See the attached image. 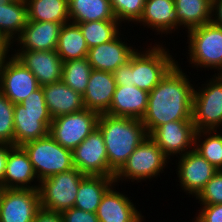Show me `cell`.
<instances>
[{"label": "cell", "instance_id": "1", "mask_svg": "<svg viewBox=\"0 0 222 222\" xmlns=\"http://www.w3.org/2000/svg\"><path fill=\"white\" fill-rule=\"evenodd\" d=\"M179 65L177 63L149 92L147 109L141 120L148 135L170 121L192 120L196 87Z\"/></svg>", "mask_w": 222, "mask_h": 222}, {"label": "cell", "instance_id": "2", "mask_svg": "<svg viewBox=\"0 0 222 222\" xmlns=\"http://www.w3.org/2000/svg\"><path fill=\"white\" fill-rule=\"evenodd\" d=\"M97 128L104 139L109 167L115 173L148 137L144 124L136 118L100 114Z\"/></svg>", "mask_w": 222, "mask_h": 222}, {"label": "cell", "instance_id": "3", "mask_svg": "<svg viewBox=\"0 0 222 222\" xmlns=\"http://www.w3.org/2000/svg\"><path fill=\"white\" fill-rule=\"evenodd\" d=\"M52 120L40 86L20 104H14V146L47 136Z\"/></svg>", "mask_w": 222, "mask_h": 222}, {"label": "cell", "instance_id": "4", "mask_svg": "<svg viewBox=\"0 0 222 222\" xmlns=\"http://www.w3.org/2000/svg\"><path fill=\"white\" fill-rule=\"evenodd\" d=\"M164 46L155 42L150 48L135 51L131 57V84L149 93L178 63Z\"/></svg>", "mask_w": 222, "mask_h": 222}, {"label": "cell", "instance_id": "5", "mask_svg": "<svg viewBox=\"0 0 222 222\" xmlns=\"http://www.w3.org/2000/svg\"><path fill=\"white\" fill-rule=\"evenodd\" d=\"M169 158L148 135L145 140L131 153L123 166L115 173V184L120 180L141 182L157 178L168 166Z\"/></svg>", "mask_w": 222, "mask_h": 222}, {"label": "cell", "instance_id": "6", "mask_svg": "<svg viewBox=\"0 0 222 222\" xmlns=\"http://www.w3.org/2000/svg\"><path fill=\"white\" fill-rule=\"evenodd\" d=\"M187 62L192 67L216 70L222 74V26L206 23L187 31ZM219 71V72H218Z\"/></svg>", "mask_w": 222, "mask_h": 222}, {"label": "cell", "instance_id": "7", "mask_svg": "<svg viewBox=\"0 0 222 222\" xmlns=\"http://www.w3.org/2000/svg\"><path fill=\"white\" fill-rule=\"evenodd\" d=\"M22 147L30 158L39 182L74 168L72 150L64 148L50 134L27 142Z\"/></svg>", "mask_w": 222, "mask_h": 222}, {"label": "cell", "instance_id": "8", "mask_svg": "<svg viewBox=\"0 0 222 222\" xmlns=\"http://www.w3.org/2000/svg\"><path fill=\"white\" fill-rule=\"evenodd\" d=\"M193 92L192 122L197 131L222 130V74H213ZM221 125V126H220Z\"/></svg>", "mask_w": 222, "mask_h": 222}, {"label": "cell", "instance_id": "9", "mask_svg": "<svg viewBox=\"0 0 222 222\" xmlns=\"http://www.w3.org/2000/svg\"><path fill=\"white\" fill-rule=\"evenodd\" d=\"M85 176L74 167L39 182L40 207L59 213L74 207L80 182Z\"/></svg>", "mask_w": 222, "mask_h": 222}, {"label": "cell", "instance_id": "10", "mask_svg": "<svg viewBox=\"0 0 222 222\" xmlns=\"http://www.w3.org/2000/svg\"><path fill=\"white\" fill-rule=\"evenodd\" d=\"M99 114L83 109L53 118L49 134L64 148L74 150L97 127Z\"/></svg>", "mask_w": 222, "mask_h": 222}, {"label": "cell", "instance_id": "11", "mask_svg": "<svg viewBox=\"0 0 222 222\" xmlns=\"http://www.w3.org/2000/svg\"><path fill=\"white\" fill-rule=\"evenodd\" d=\"M72 156L73 166L84 175L110 177L115 175L109 167L104 139L97 127L72 151Z\"/></svg>", "mask_w": 222, "mask_h": 222}, {"label": "cell", "instance_id": "12", "mask_svg": "<svg viewBox=\"0 0 222 222\" xmlns=\"http://www.w3.org/2000/svg\"><path fill=\"white\" fill-rule=\"evenodd\" d=\"M39 87L38 80L31 71L9 53L0 70V91L13 104H20Z\"/></svg>", "mask_w": 222, "mask_h": 222}, {"label": "cell", "instance_id": "13", "mask_svg": "<svg viewBox=\"0 0 222 222\" xmlns=\"http://www.w3.org/2000/svg\"><path fill=\"white\" fill-rule=\"evenodd\" d=\"M196 131L192 120H177L155 128L149 136L172 161L171 156H182L194 149Z\"/></svg>", "mask_w": 222, "mask_h": 222}, {"label": "cell", "instance_id": "14", "mask_svg": "<svg viewBox=\"0 0 222 222\" xmlns=\"http://www.w3.org/2000/svg\"><path fill=\"white\" fill-rule=\"evenodd\" d=\"M38 189H3L0 222H33L40 209Z\"/></svg>", "mask_w": 222, "mask_h": 222}, {"label": "cell", "instance_id": "15", "mask_svg": "<svg viewBox=\"0 0 222 222\" xmlns=\"http://www.w3.org/2000/svg\"><path fill=\"white\" fill-rule=\"evenodd\" d=\"M177 177L181 189L186 195L196 197L206 183L217 173V169L202 157L196 150L178 156Z\"/></svg>", "mask_w": 222, "mask_h": 222}, {"label": "cell", "instance_id": "16", "mask_svg": "<svg viewBox=\"0 0 222 222\" xmlns=\"http://www.w3.org/2000/svg\"><path fill=\"white\" fill-rule=\"evenodd\" d=\"M11 53L36 77L40 86L62 80L63 61L56 50L15 51Z\"/></svg>", "mask_w": 222, "mask_h": 222}, {"label": "cell", "instance_id": "17", "mask_svg": "<svg viewBox=\"0 0 222 222\" xmlns=\"http://www.w3.org/2000/svg\"><path fill=\"white\" fill-rule=\"evenodd\" d=\"M127 44L125 37L120 33L111 41L91 47L87 59L92 69L113 73L118 67L126 65L138 49L131 43Z\"/></svg>", "mask_w": 222, "mask_h": 222}, {"label": "cell", "instance_id": "18", "mask_svg": "<svg viewBox=\"0 0 222 222\" xmlns=\"http://www.w3.org/2000/svg\"><path fill=\"white\" fill-rule=\"evenodd\" d=\"M115 186L113 184L105 192L98 206L96 214L99 222H143L145 216L136 209L128 195L118 192Z\"/></svg>", "mask_w": 222, "mask_h": 222}, {"label": "cell", "instance_id": "19", "mask_svg": "<svg viewBox=\"0 0 222 222\" xmlns=\"http://www.w3.org/2000/svg\"><path fill=\"white\" fill-rule=\"evenodd\" d=\"M34 179L39 182L27 152L22 146H13L6 161L3 189H39Z\"/></svg>", "mask_w": 222, "mask_h": 222}, {"label": "cell", "instance_id": "20", "mask_svg": "<svg viewBox=\"0 0 222 222\" xmlns=\"http://www.w3.org/2000/svg\"><path fill=\"white\" fill-rule=\"evenodd\" d=\"M62 24L56 22L27 21L21 35L14 41L19 49L11 51L56 50ZM21 48V49H20Z\"/></svg>", "mask_w": 222, "mask_h": 222}, {"label": "cell", "instance_id": "21", "mask_svg": "<svg viewBox=\"0 0 222 222\" xmlns=\"http://www.w3.org/2000/svg\"><path fill=\"white\" fill-rule=\"evenodd\" d=\"M116 86L113 73L92 69L83 94L85 109L97 112L99 115L106 114L112 103Z\"/></svg>", "mask_w": 222, "mask_h": 222}, {"label": "cell", "instance_id": "22", "mask_svg": "<svg viewBox=\"0 0 222 222\" xmlns=\"http://www.w3.org/2000/svg\"><path fill=\"white\" fill-rule=\"evenodd\" d=\"M149 93L135 85H117L107 115L142 120L148 104Z\"/></svg>", "mask_w": 222, "mask_h": 222}, {"label": "cell", "instance_id": "23", "mask_svg": "<svg viewBox=\"0 0 222 222\" xmlns=\"http://www.w3.org/2000/svg\"><path fill=\"white\" fill-rule=\"evenodd\" d=\"M41 87L48 111L52 118L85 109L83 95L74 91L62 80Z\"/></svg>", "mask_w": 222, "mask_h": 222}, {"label": "cell", "instance_id": "24", "mask_svg": "<svg viewBox=\"0 0 222 222\" xmlns=\"http://www.w3.org/2000/svg\"><path fill=\"white\" fill-rule=\"evenodd\" d=\"M175 10V0H146L143 13L135 24L147 26L157 35L174 33L178 30Z\"/></svg>", "mask_w": 222, "mask_h": 222}, {"label": "cell", "instance_id": "25", "mask_svg": "<svg viewBox=\"0 0 222 222\" xmlns=\"http://www.w3.org/2000/svg\"><path fill=\"white\" fill-rule=\"evenodd\" d=\"M27 23L25 0L0 2V36L9 45L21 35Z\"/></svg>", "mask_w": 222, "mask_h": 222}, {"label": "cell", "instance_id": "26", "mask_svg": "<svg viewBox=\"0 0 222 222\" xmlns=\"http://www.w3.org/2000/svg\"><path fill=\"white\" fill-rule=\"evenodd\" d=\"M113 184L114 177L86 175L80 182L74 207L96 213L102 197Z\"/></svg>", "mask_w": 222, "mask_h": 222}, {"label": "cell", "instance_id": "27", "mask_svg": "<svg viewBox=\"0 0 222 222\" xmlns=\"http://www.w3.org/2000/svg\"><path fill=\"white\" fill-rule=\"evenodd\" d=\"M68 14L70 22L74 24L117 20L110 0H68Z\"/></svg>", "mask_w": 222, "mask_h": 222}, {"label": "cell", "instance_id": "28", "mask_svg": "<svg viewBox=\"0 0 222 222\" xmlns=\"http://www.w3.org/2000/svg\"><path fill=\"white\" fill-rule=\"evenodd\" d=\"M178 30L185 31L211 22L212 0H175Z\"/></svg>", "mask_w": 222, "mask_h": 222}, {"label": "cell", "instance_id": "29", "mask_svg": "<svg viewBox=\"0 0 222 222\" xmlns=\"http://www.w3.org/2000/svg\"><path fill=\"white\" fill-rule=\"evenodd\" d=\"M89 48L80 27L74 23L61 26L56 52L63 62L87 57Z\"/></svg>", "mask_w": 222, "mask_h": 222}, {"label": "cell", "instance_id": "30", "mask_svg": "<svg viewBox=\"0 0 222 222\" xmlns=\"http://www.w3.org/2000/svg\"><path fill=\"white\" fill-rule=\"evenodd\" d=\"M27 5V21L70 22L68 0H25Z\"/></svg>", "mask_w": 222, "mask_h": 222}, {"label": "cell", "instance_id": "31", "mask_svg": "<svg viewBox=\"0 0 222 222\" xmlns=\"http://www.w3.org/2000/svg\"><path fill=\"white\" fill-rule=\"evenodd\" d=\"M77 25L80 27L89 49L115 39L123 26L118 20L89 21Z\"/></svg>", "mask_w": 222, "mask_h": 222}, {"label": "cell", "instance_id": "32", "mask_svg": "<svg viewBox=\"0 0 222 222\" xmlns=\"http://www.w3.org/2000/svg\"><path fill=\"white\" fill-rule=\"evenodd\" d=\"M218 131L219 130L196 131L194 150L217 170H222V131Z\"/></svg>", "mask_w": 222, "mask_h": 222}, {"label": "cell", "instance_id": "33", "mask_svg": "<svg viewBox=\"0 0 222 222\" xmlns=\"http://www.w3.org/2000/svg\"><path fill=\"white\" fill-rule=\"evenodd\" d=\"M92 72L87 57L63 62L62 81L74 91L84 94Z\"/></svg>", "mask_w": 222, "mask_h": 222}, {"label": "cell", "instance_id": "34", "mask_svg": "<svg viewBox=\"0 0 222 222\" xmlns=\"http://www.w3.org/2000/svg\"><path fill=\"white\" fill-rule=\"evenodd\" d=\"M146 0H110L116 19L122 24L136 23L142 13Z\"/></svg>", "mask_w": 222, "mask_h": 222}, {"label": "cell", "instance_id": "35", "mask_svg": "<svg viewBox=\"0 0 222 222\" xmlns=\"http://www.w3.org/2000/svg\"><path fill=\"white\" fill-rule=\"evenodd\" d=\"M0 143L14 145V104L1 91Z\"/></svg>", "mask_w": 222, "mask_h": 222}, {"label": "cell", "instance_id": "36", "mask_svg": "<svg viewBox=\"0 0 222 222\" xmlns=\"http://www.w3.org/2000/svg\"><path fill=\"white\" fill-rule=\"evenodd\" d=\"M195 199L200 205L222 204V170L217 171Z\"/></svg>", "mask_w": 222, "mask_h": 222}, {"label": "cell", "instance_id": "37", "mask_svg": "<svg viewBox=\"0 0 222 222\" xmlns=\"http://www.w3.org/2000/svg\"><path fill=\"white\" fill-rule=\"evenodd\" d=\"M200 206L192 222H222V204Z\"/></svg>", "mask_w": 222, "mask_h": 222}, {"label": "cell", "instance_id": "38", "mask_svg": "<svg viewBox=\"0 0 222 222\" xmlns=\"http://www.w3.org/2000/svg\"><path fill=\"white\" fill-rule=\"evenodd\" d=\"M63 222H99L97 214L84 211L75 207L63 211Z\"/></svg>", "mask_w": 222, "mask_h": 222}, {"label": "cell", "instance_id": "39", "mask_svg": "<svg viewBox=\"0 0 222 222\" xmlns=\"http://www.w3.org/2000/svg\"><path fill=\"white\" fill-rule=\"evenodd\" d=\"M114 79L116 85L127 86L131 84V58L126 65L118 67L114 72Z\"/></svg>", "mask_w": 222, "mask_h": 222}, {"label": "cell", "instance_id": "40", "mask_svg": "<svg viewBox=\"0 0 222 222\" xmlns=\"http://www.w3.org/2000/svg\"><path fill=\"white\" fill-rule=\"evenodd\" d=\"M33 222H63L62 214L40 208Z\"/></svg>", "mask_w": 222, "mask_h": 222}, {"label": "cell", "instance_id": "41", "mask_svg": "<svg viewBox=\"0 0 222 222\" xmlns=\"http://www.w3.org/2000/svg\"><path fill=\"white\" fill-rule=\"evenodd\" d=\"M14 145L0 143V186L3 188V178L5 174L6 161L9 154V150Z\"/></svg>", "mask_w": 222, "mask_h": 222}, {"label": "cell", "instance_id": "42", "mask_svg": "<svg viewBox=\"0 0 222 222\" xmlns=\"http://www.w3.org/2000/svg\"><path fill=\"white\" fill-rule=\"evenodd\" d=\"M211 22L222 26V0H212Z\"/></svg>", "mask_w": 222, "mask_h": 222}, {"label": "cell", "instance_id": "43", "mask_svg": "<svg viewBox=\"0 0 222 222\" xmlns=\"http://www.w3.org/2000/svg\"><path fill=\"white\" fill-rule=\"evenodd\" d=\"M10 48L11 46H9L0 36V54H9Z\"/></svg>", "mask_w": 222, "mask_h": 222}, {"label": "cell", "instance_id": "44", "mask_svg": "<svg viewBox=\"0 0 222 222\" xmlns=\"http://www.w3.org/2000/svg\"><path fill=\"white\" fill-rule=\"evenodd\" d=\"M8 54H0V70H1V66H2V63L4 61V59L7 57Z\"/></svg>", "mask_w": 222, "mask_h": 222}, {"label": "cell", "instance_id": "45", "mask_svg": "<svg viewBox=\"0 0 222 222\" xmlns=\"http://www.w3.org/2000/svg\"><path fill=\"white\" fill-rule=\"evenodd\" d=\"M13 0H0L1 3H8V2H12Z\"/></svg>", "mask_w": 222, "mask_h": 222}]
</instances>
